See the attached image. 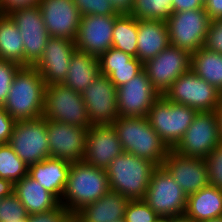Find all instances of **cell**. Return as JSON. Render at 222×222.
I'll return each instance as SVG.
<instances>
[{
    "instance_id": "cell-1",
    "label": "cell",
    "mask_w": 222,
    "mask_h": 222,
    "mask_svg": "<svg viewBox=\"0 0 222 222\" xmlns=\"http://www.w3.org/2000/svg\"><path fill=\"white\" fill-rule=\"evenodd\" d=\"M109 190L106 170L83 161L71 162L60 203L71 216H74L83 207L97 201Z\"/></svg>"
},
{
    "instance_id": "cell-2",
    "label": "cell",
    "mask_w": 222,
    "mask_h": 222,
    "mask_svg": "<svg viewBox=\"0 0 222 222\" xmlns=\"http://www.w3.org/2000/svg\"><path fill=\"white\" fill-rule=\"evenodd\" d=\"M45 90L46 83L40 72L34 66H21L3 108L15 121L41 117Z\"/></svg>"
},
{
    "instance_id": "cell-3",
    "label": "cell",
    "mask_w": 222,
    "mask_h": 222,
    "mask_svg": "<svg viewBox=\"0 0 222 222\" xmlns=\"http://www.w3.org/2000/svg\"><path fill=\"white\" fill-rule=\"evenodd\" d=\"M112 126L124 152L162 166L171 149L154 131L147 117L119 116Z\"/></svg>"
},
{
    "instance_id": "cell-4",
    "label": "cell",
    "mask_w": 222,
    "mask_h": 222,
    "mask_svg": "<svg viewBox=\"0 0 222 222\" xmlns=\"http://www.w3.org/2000/svg\"><path fill=\"white\" fill-rule=\"evenodd\" d=\"M157 167L147 159L123 152L106 169L109 188L129 200L144 199Z\"/></svg>"
},
{
    "instance_id": "cell-5",
    "label": "cell",
    "mask_w": 222,
    "mask_h": 222,
    "mask_svg": "<svg viewBox=\"0 0 222 222\" xmlns=\"http://www.w3.org/2000/svg\"><path fill=\"white\" fill-rule=\"evenodd\" d=\"M197 110L177 104L160 95L150 108L147 119L160 138L173 149L193 122Z\"/></svg>"
},
{
    "instance_id": "cell-6",
    "label": "cell",
    "mask_w": 222,
    "mask_h": 222,
    "mask_svg": "<svg viewBox=\"0 0 222 222\" xmlns=\"http://www.w3.org/2000/svg\"><path fill=\"white\" fill-rule=\"evenodd\" d=\"M43 116L52 121L89 129L93 124L82 98V93L61 84L46 85Z\"/></svg>"
},
{
    "instance_id": "cell-7",
    "label": "cell",
    "mask_w": 222,
    "mask_h": 222,
    "mask_svg": "<svg viewBox=\"0 0 222 222\" xmlns=\"http://www.w3.org/2000/svg\"><path fill=\"white\" fill-rule=\"evenodd\" d=\"M8 143L27 166L49 158L46 118L15 121Z\"/></svg>"
},
{
    "instance_id": "cell-8",
    "label": "cell",
    "mask_w": 222,
    "mask_h": 222,
    "mask_svg": "<svg viewBox=\"0 0 222 222\" xmlns=\"http://www.w3.org/2000/svg\"><path fill=\"white\" fill-rule=\"evenodd\" d=\"M143 200L158 216H182L187 205V195L163 166L154 170Z\"/></svg>"
},
{
    "instance_id": "cell-9",
    "label": "cell",
    "mask_w": 222,
    "mask_h": 222,
    "mask_svg": "<svg viewBox=\"0 0 222 222\" xmlns=\"http://www.w3.org/2000/svg\"><path fill=\"white\" fill-rule=\"evenodd\" d=\"M163 96L171 102L203 112L215 111L220 106L221 92L190 69L171 84Z\"/></svg>"
},
{
    "instance_id": "cell-10",
    "label": "cell",
    "mask_w": 222,
    "mask_h": 222,
    "mask_svg": "<svg viewBox=\"0 0 222 222\" xmlns=\"http://www.w3.org/2000/svg\"><path fill=\"white\" fill-rule=\"evenodd\" d=\"M209 23L204 8L172 12L166 21L170 45L192 55L203 47Z\"/></svg>"
},
{
    "instance_id": "cell-11",
    "label": "cell",
    "mask_w": 222,
    "mask_h": 222,
    "mask_svg": "<svg viewBox=\"0 0 222 222\" xmlns=\"http://www.w3.org/2000/svg\"><path fill=\"white\" fill-rule=\"evenodd\" d=\"M15 22L24 43V66H34L43 56L50 38L37 5L19 7L7 13Z\"/></svg>"
},
{
    "instance_id": "cell-12",
    "label": "cell",
    "mask_w": 222,
    "mask_h": 222,
    "mask_svg": "<svg viewBox=\"0 0 222 222\" xmlns=\"http://www.w3.org/2000/svg\"><path fill=\"white\" fill-rule=\"evenodd\" d=\"M220 142L215 111L197 112L173 150L182 156L205 159Z\"/></svg>"
},
{
    "instance_id": "cell-13",
    "label": "cell",
    "mask_w": 222,
    "mask_h": 222,
    "mask_svg": "<svg viewBox=\"0 0 222 222\" xmlns=\"http://www.w3.org/2000/svg\"><path fill=\"white\" fill-rule=\"evenodd\" d=\"M143 67L152 87L159 95H163L171 84L191 69V55L169 45L156 57L145 62Z\"/></svg>"
},
{
    "instance_id": "cell-14",
    "label": "cell",
    "mask_w": 222,
    "mask_h": 222,
    "mask_svg": "<svg viewBox=\"0 0 222 222\" xmlns=\"http://www.w3.org/2000/svg\"><path fill=\"white\" fill-rule=\"evenodd\" d=\"M88 117L93 125H112L120 116L117 88L108 76L99 74L82 93Z\"/></svg>"
},
{
    "instance_id": "cell-15",
    "label": "cell",
    "mask_w": 222,
    "mask_h": 222,
    "mask_svg": "<svg viewBox=\"0 0 222 222\" xmlns=\"http://www.w3.org/2000/svg\"><path fill=\"white\" fill-rule=\"evenodd\" d=\"M50 157L81 162L88 129L46 119Z\"/></svg>"
},
{
    "instance_id": "cell-16",
    "label": "cell",
    "mask_w": 222,
    "mask_h": 222,
    "mask_svg": "<svg viewBox=\"0 0 222 222\" xmlns=\"http://www.w3.org/2000/svg\"><path fill=\"white\" fill-rule=\"evenodd\" d=\"M159 96L143 69L129 82L117 88L119 114L124 117H147Z\"/></svg>"
},
{
    "instance_id": "cell-17",
    "label": "cell",
    "mask_w": 222,
    "mask_h": 222,
    "mask_svg": "<svg viewBox=\"0 0 222 222\" xmlns=\"http://www.w3.org/2000/svg\"><path fill=\"white\" fill-rule=\"evenodd\" d=\"M119 15L81 16L75 46L77 50L99 57L112 47L113 26Z\"/></svg>"
},
{
    "instance_id": "cell-18",
    "label": "cell",
    "mask_w": 222,
    "mask_h": 222,
    "mask_svg": "<svg viewBox=\"0 0 222 222\" xmlns=\"http://www.w3.org/2000/svg\"><path fill=\"white\" fill-rule=\"evenodd\" d=\"M162 166L189 196L209 185L205 159L182 156L171 149Z\"/></svg>"
},
{
    "instance_id": "cell-19",
    "label": "cell",
    "mask_w": 222,
    "mask_h": 222,
    "mask_svg": "<svg viewBox=\"0 0 222 222\" xmlns=\"http://www.w3.org/2000/svg\"><path fill=\"white\" fill-rule=\"evenodd\" d=\"M38 6L50 37L75 41L81 15L73 0H40Z\"/></svg>"
},
{
    "instance_id": "cell-20",
    "label": "cell",
    "mask_w": 222,
    "mask_h": 222,
    "mask_svg": "<svg viewBox=\"0 0 222 222\" xmlns=\"http://www.w3.org/2000/svg\"><path fill=\"white\" fill-rule=\"evenodd\" d=\"M124 152L112 125H92L86 136L83 162L106 170Z\"/></svg>"
},
{
    "instance_id": "cell-21",
    "label": "cell",
    "mask_w": 222,
    "mask_h": 222,
    "mask_svg": "<svg viewBox=\"0 0 222 222\" xmlns=\"http://www.w3.org/2000/svg\"><path fill=\"white\" fill-rule=\"evenodd\" d=\"M76 49L75 41L55 37L48 39L43 56L34 65L46 85L64 82L70 58Z\"/></svg>"
},
{
    "instance_id": "cell-22",
    "label": "cell",
    "mask_w": 222,
    "mask_h": 222,
    "mask_svg": "<svg viewBox=\"0 0 222 222\" xmlns=\"http://www.w3.org/2000/svg\"><path fill=\"white\" fill-rule=\"evenodd\" d=\"M100 74L108 76L116 88L129 82L143 69V63L129 54L111 47L98 57Z\"/></svg>"
},
{
    "instance_id": "cell-23",
    "label": "cell",
    "mask_w": 222,
    "mask_h": 222,
    "mask_svg": "<svg viewBox=\"0 0 222 222\" xmlns=\"http://www.w3.org/2000/svg\"><path fill=\"white\" fill-rule=\"evenodd\" d=\"M130 200L122 194L109 190L97 201L86 205L73 217L76 222H114L124 218Z\"/></svg>"
},
{
    "instance_id": "cell-24",
    "label": "cell",
    "mask_w": 222,
    "mask_h": 222,
    "mask_svg": "<svg viewBox=\"0 0 222 222\" xmlns=\"http://www.w3.org/2000/svg\"><path fill=\"white\" fill-rule=\"evenodd\" d=\"M71 162L64 159L46 158L28 167V176L52 193L59 201L68 179Z\"/></svg>"
},
{
    "instance_id": "cell-25",
    "label": "cell",
    "mask_w": 222,
    "mask_h": 222,
    "mask_svg": "<svg viewBox=\"0 0 222 222\" xmlns=\"http://www.w3.org/2000/svg\"><path fill=\"white\" fill-rule=\"evenodd\" d=\"M137 38L136 58L143 64L170 45L166 22L161 20H138Z\"/></svg>"
},
{
    "instance_id": "cell-26",
    "label": "cell",
    "mask_w": 222,
    "mask_h": 222,
    "mask_svg": "<svg viewBox=\"0 0 222 222\" xmlns=\"http://www.w3.org/2000/svg\"><path fill=\"white\" fill-rule=\"evenodd\" d=\"M13 193L19 198L28 215L50 211L60 204L52 193L28 175L14 184Z\"/></svg>"
},
{
    "instance_id": "cell-27",
    "label": "cell",
    "mask_w": 222,
    "mask_h": 222,
    "mask_svg": "<svg viewBox=\"0 0 222 222\" xmlns=\"http://www.w3.org/2000/svg\"><path fill=\"white\" fill-rule=\"evenodd\" d=\"M184 215L193 222H204L222 216V189L208 185L187 196Z\"/></svg>"
},
{
    "instance_id": "cell-28",
    "label": "cell",
    "mask_w": 222,
    "mask_h": 222,
    "mask_svg": "<svg viewBox=\"0 0 222 222\" xmlns=\"http://www.w3.org/2000/svg\"><path fill=\"white\" fill-rule=\"evenodd\" d=\"M99 74L98 57L76 49L70 58L67 76L62 84L83 93Z\"/></svg>"
},
{
    "instance_id": "cell-29",
    "label": "cell",
    "mask_w": 222,
    "mask_h": 222,
    "mask_svg": "<svg viewBox=\"0 0 222 222\" xmlns=\"http://www.w3.org/2000/svg\"><path fill=\"white\" fill-rule=\"evenodd\" d=\"M0 60L24 66V43L20 31L8 14L0 13Z\"/></svg>"
},
{
    "instance_id": "cell-30",
    "label": "cell",
    "mask_w": 222,
    "mask_h": 222,
    "mask_svg": "<svg viewBox=\"0 0 222 222\" xmlns=\"http://www.w3.org/2000/svg\"><path fill=\"white\" fill-rule=\"evenodd\" d=\"M191 70L222 92V54L201 47L191 55Z\"/></svg>"
},
{
    "instance_id": "cell-31",
    "label": "cell",
    "mask_w": 222,
    "mask_h": 222,
    "mask_svg": "<svg viewBox=\"0 0 222 222\" xmlns=\"http://www.w3.org/2000/svg\"><path fill=\"white\" fill-rule=\"evenodd\" d=\"M138 19L129 13L120 14L113 26L112 47L136 58Z\"/></svg>"
},
{
    "instance_id": "cell-32",
    "label": "cell",
    "mask_w": 222,
    "mask_h": 222,
    "mask_svg": "<svg viewBox=\"0 0 222 222\" xmlns=\"http://www.w3.org/2000/svg\"><path fill=\"white\" fill-rule=\"evenodd\" d=\"M28 167L9 143L0 144V178L15 184L28 175Z\"/></svg>"
},
{
    "instance_id": "cell-33",
    "label": "cell",
    "mask_w": 222,
    "mask_h": 222,
    "mask_svg": "<svg viewBox=\"0 0 222 222\" xmlns=\"http://www.w3.org/2000/svg\"><path fill=\"white\" fill-rule=\"evenodd\" d=\"M172 12V0H134L129 14L138 20H161L166 22Z\"/></svg>"
},
{
    "instance_id": "cell-34",
    "label": "cell",
    "mask_w": 222,
    "mask_h": 222,
    "mask_svg": "<svg viewBox=\"0 0 222 222\" xmlns=\"http://www.w3.org/2000/svg\"><path fill=\"white\" fill-rule=\"evenodd\" d=\"M27 216L25 207L14 193L0 199V222H17Z\"/></svg>"
},
{
    "instance_id": "cell-35",
    "label": "cell",
    "mask_w": 222,
    "mask_h": 222,
    "mask_svg": "<svg viewBox=\"0 0 222 222\" xmlns=\"http://www.w3.org/2000/svg\"><path fill=\"white\" fill-rule=\"evenodd\" d=\"M158 215L143 199L130 200L126 206L125 222H154Z\"/></svg>"
},
{
    "instance_id": "cell-36",
    "label": "cell",
    "mask_w": 222,
    "mask_h": 222,
    "mask_svg": "<svg viewBox=\"0 0 222 222\" xmlns=\"http://www.w3.org/2000/svg\"><path fill=\"white\" fill-rule=\"evenodd\" d=\"M81 16L86 15H120L110 0H73Z\"/></svg>"
},
{
    "instance_id": "cell-37",
    "label": "cell",
    "mask_w": 222,
    "mask_h": 222,
    "mask_svg": "<svg viewBox=\"0 0 222 222\" xmlns=\"http://www.w3.org/2000/svg\"><path fill=\"white\" fill-rule=\"evenodd\" d=\"M209 185L222 189V142L205 158Z\"/></svg>"
},
{
    "instance_id": "cell-38",
    "label": "cell",
    "mask_w": 222,
    "mask_h": 222,
    "mask_svg": "<svg viewBox=\"0 0 222 222\" xmlns=\"http://www.w3.org/2000/svg\"><path fill=\"white\" fill-rule=\"evenodd\" d=\"M21 66L17 63L0 60V106L5 104L13 78Z\"/></svg>"
},
{
    "instance_id": "cell-39",
    "label": "cell",
    "mask_w": 222,
    "mask_h": 222,
    "mask_svg": "<svg viewBox=\"0 0 222 222\" xmlns=\"http://www.w3.org/2000/svg\"><path fill=\"white\" fill-rule=\"evenodd\" d=\"M203 48L222 54V18L210 20Z\"/></svg>"
},
{
    "instance_id": "cell-40",
    "label": "cell",
    "mask_w": 222,
    "mask_h": 222,
    "mask_svg": "<svg viewBox=\"0 0 222 222\" xmlns=\"http://www.w3.org/2000/svg\"><path fill=\"white\" fill-rule=\"evenodd\" d=\"M71 217L67 209L60 203L50 211L28 215L27 222H67Z\"/></svg>"
},
{
    "instance_id": "cell-41",
    "label": "cell",
    "mask_w": 222,
    "mask_h": 222,
    "mask_svg": "<svg viewBox=\"0 0 222 222\" xmlns=\"http://www.w3.org/2000/svg\"><path fill=\"white\" fill-rule=\"evenodd\" d=\"M15 125V120L0 106V144L8 143Z\"/></svg>"
},
{
    "instance_id": "cell-42",
    "label": "cell",
    "mask_w": 222,
    "mask_h": 222,
    "mask_svg": "<svg viewBox=\"0 0 222 222\" xmlns=\"http://www.w3.org/2000/svg\"><path fill=\"white\" fill-rule=\"evenodd\" d=\"M40 0H0V13L7 14L11 10L19 7L34 6Z\"/></svg>"
},
{
    "instance_id": "cell-43",
    "label": "cell",
    "mask_w": 222,
    "mask_h": 222,
    "mask_svg": "<svg viewBox=\"0 0 222 222\" xmlns=\"http://www.w3.org/2000/svg\"><path fill=\"white\" fill-rule=\"evenodd\" d=\"M173 12L204 8V0H172Z\"/></svg>"
},
{
    "instance_id": "cell-44",
    "label": "cell",
    "mask_w": 222,
    "mask_h": 222,
    "mask_svg": "<svg viewBox=\"0 0 222 222\" xmlns=\"http://www.w3.org/2000/svg\"><path fill=\"white\" fill-rule=\"evenodd\" d=\"M204 9L210 20L222 18V0H204Z\"/></svg>"
},
{
    "instance_id": "cell-45",
    "label": "cell",
    "mask_w": 222,
    "mask_h": 222,
    "mask_svg": "<svg viewBox=\"0 0 222 222\" xmlns=\"http://www.w3.org/2000/svg\"><path fill=\"white\" fill-rule=\"evenodd\" d=\"M116 10L121 13H130L134 0H110Z\"/></svg>"
},
{
    "instance_id": "cell-46",
    "label": "cell",
    "mask_w": 222,
    "mask_h": 222,
    "mask_svg": "<svg viewBox=\"0 0 222 222\" xmlns=\"http://www.w3.org/2000/svg\"><path fill=\"white\" fill-rule=\"evenodd\" d=\"M14 184L9 180L0 178V199L10 196L13 193Z\"/></svg>"
},
{
    "instance_id": "cell-47",
    "label": "cell",
    "mask_w": 222,
    "mask_h": 222,
    "mask_svg": "<svg viewBox=\"0 0 222 222\" xmlns=\"http://www.w3.org/2000/svg\"><path fill=\"white\" fill-rule=\"evenodd\" d=\"M215 113L218 120L219 137L222 142V106L221 105L215 110Z\"/></svg>"
},
{
    "instance_id": "cell-48",
    "label": "cell",
    "mask_w": 222,
    "mask_h": 222,
    "mask_svg": "<svg viewBox=\"0 0 222 222\" xmlns=\"http://www.w3.org/2000/svg\"><path fill=\"white\" fill-rule=\"evenodd\" d=\"M171 222H193L191 219L186 217L185 215L178 217H171Z\"/></svg>"
},
{
    "instance_id": "cell-49",
    "label": "cell",
    "mask_w": 222,
    "mask_h": 222,
    "mask_svg": "<svg viewBox=\"0 0 222 222\" xmlns=\"http://www.w3.org/2000/svg\"><path fill=\"white\" fill-rule=\"evenodd\" d=\"M154 222H171V217L158 216Z\"/></svg>"
},
{
    "instance_id": "cell-50",
    "label": "cell",
    "mask_w": 222,
    "mask_h": 222,
    "mask_svg": "<svg viewBox=\"0 0 222 222\" xmlns=\"http://www.w3.org/2000/svg\"><path fill=\"white\" fill-rule=\"evenodd\" d=\"M204 222H222V216L216 217V218H212V219H209V220L204 221Z\"/></svg>"
},
{
    "instance_id": "cell-51",
    "label": "cell",
    "mask_w": 222,
    "mask_h": 222,
    "mask_svg": "<svg viewBox=\"0 0 222 222\" xmlns=\"http://www.w3.org/2000/svg\"><path fill=\"white\" fill-rule=\"evenodd\" d=\"M67 222H76V219L72 216Z\"/></svg>"
},
{
    "instance_id": "cell-52",
    "label": "cell",
    "mask_w": 222,
    "mask_h": 222,
    "mask_svg": "<svg viewBox=\"0 0 222 222\" xmlns=\"http://www.w3.org/2000/svg\"><path fill=\"white\" fill-rule=\"evenodd\" d=\"M17 222H27V218L23 219V220H19Z\"/></svg>"
},
{
    "instance_id": "cell-53",
    "label": "cell",
    "mask_w": 222,
    "mask_h": 222,
    "mask_svg": "<svg viewBox=\"0 0 222 222\" xmlns=\"http://www.w3.org/2000/svg\"><path fill=\"white\" fill-rule=\"evenodd\" d=\"M220 105L222 106V92H221V97H220Z\"/></svg>"
},
{
    "instance_id": "cell-54",
    "label": "cell",
    "mask_w": 222,
    "mask_h": 222,
    "mask_svg": "<svg viewBox=\"0 0 222 222\" xmlns=\"http://www.w3.org/2000/svg\"><path fill=\"white\" fill-rule=\"evenodd\" d=\"M114 222H125L123 219L118 220V221H114Z\"/></svg>"
}]
</instances>
